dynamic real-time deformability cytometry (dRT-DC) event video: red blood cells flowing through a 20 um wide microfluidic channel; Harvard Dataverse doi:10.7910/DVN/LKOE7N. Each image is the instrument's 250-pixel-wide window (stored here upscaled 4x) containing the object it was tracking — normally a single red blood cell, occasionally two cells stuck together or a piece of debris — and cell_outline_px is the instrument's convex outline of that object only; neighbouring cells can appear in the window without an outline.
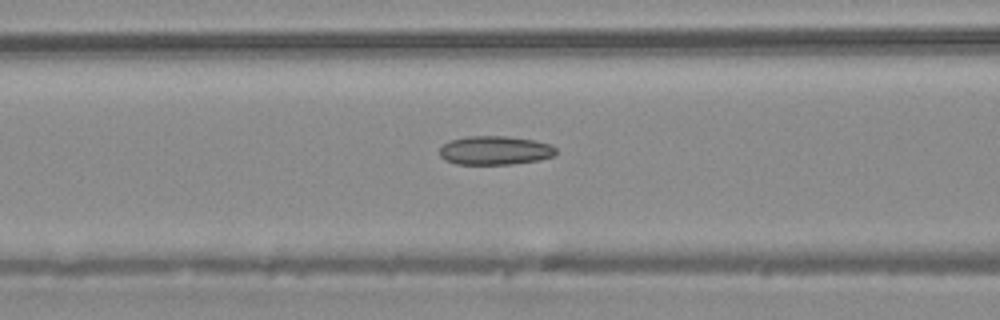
{"species": "common noctule bat (a hibernating species)", "species_latin": "Nyctalus noctula", "temperature_condition": "warm", "stored_images_in_passage": 35, "camera_frame_rate_fps": 3000, "um_per_image_px": 0.085, "animal": {"sex": "male", "body_mass_g": 20.4}, "frame": {"image": 1, "passage_image": 15, "time_ms": 4.667, "image_size_px": [1000, 320], "cell_outline_px": [[556, 156], [540, 160], [512, 164], [456, 164], [444, 160], [440, 156], [440, 148], [448, 140], [468, 136], [504, 136], [532, 140], [552, 144], [556, 148]], "centroid_in_image_um": [42.08, 12.79], "position_along_channel_um": 124.5, "area_um2": 19.71}}
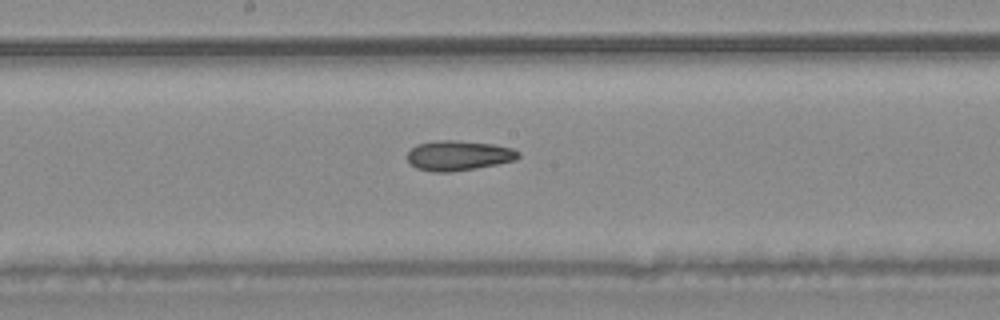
{"frame": {"image": 2, "passage_image": 21, "time_ms": 6.667, "image_size_px": [1000, 320], "cell_outline_px": [[520, 156], [516, 160], [496, 164], [448, 172], [432, 172], [416, 168], [408, 160], [408, 152], [416, 144], [436, 140], [456, 140], [496, 144], [512, 148], [520, 152]], "centroid_in_image_um": [38.98, 13.2], "position_along_channel_um": 209.2, "area_um2": 19.36}}
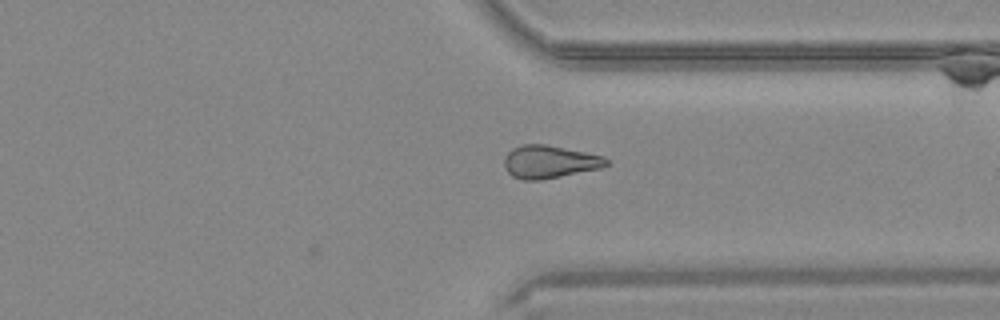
{"frame": {"image": 3, "passage_image": 32, "time_ms": 10.333, "image_size_px": [1000, 320], "cell_outline_px": [[608, 164], [600, 168], [540, 180], [524, 180], [512, 176], [504, 168], [504, 156], [512, 148], [524, 144], [544, 144], [604, 156], [608, 160]], "centroid_in_image_um": [46.66, 13.75], "position_along_channel_um": 364.7, "area_um2": 19.36}}